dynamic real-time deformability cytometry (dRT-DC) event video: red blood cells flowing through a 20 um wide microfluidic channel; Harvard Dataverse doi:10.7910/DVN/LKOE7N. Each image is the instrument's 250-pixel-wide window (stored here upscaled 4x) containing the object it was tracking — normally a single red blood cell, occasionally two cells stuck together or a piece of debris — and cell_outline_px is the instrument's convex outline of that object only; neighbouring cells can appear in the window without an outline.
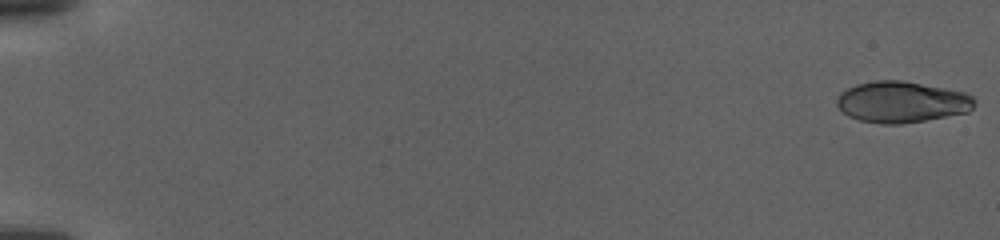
{"species": "human", "species_latin": "Homo sapiens", "temperature_condition": "warm", "stored_images_in_passage": 125, "camera_frame_rate_fps": 3000, "um_per_image_px": 0.085, "donor": {"sex": "female"}, "frame": {"image": 1, "passage_image": 2, "time_ms": 0.333, "image_size_px": [1000, 240], "cell_outline_px": [[976, 104], [968, 112], [924, 120], [900, 124], [880, 124], [860, 120], [848, 116], [836, 104], [836, 100], [840, 92], [856, 84], [876, 80], [904, 80], [964, 92], [972, 96], [976, 100]], "centroid_in_image_um": [76.64, 8.66], "position_along_channel_um": 8.4, "area_um2": 33.06}}
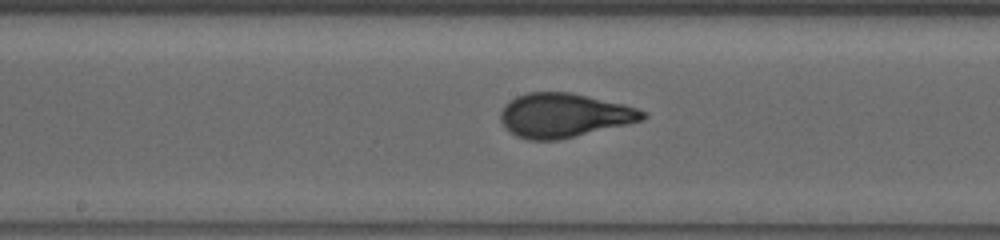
{"frame": {"image": 2, "passage_image": 70, "time_ms": 23.0, "image_size_px": [1000, 240], "cell_outline_px": [[648, 116], [644, 120], [628, 124], [560, 140], [528, 140], [516, 136], [508, 132], [504, 128], [500, 120], [500, 112], [504, 104], [516, 96], [528, 92], [572, 92], [624, 104], [648, 112]], "centroid_in_image_um": [47.93, 9.81], "position_along_channel_um": 200.3, "area_um2": 37.05}}
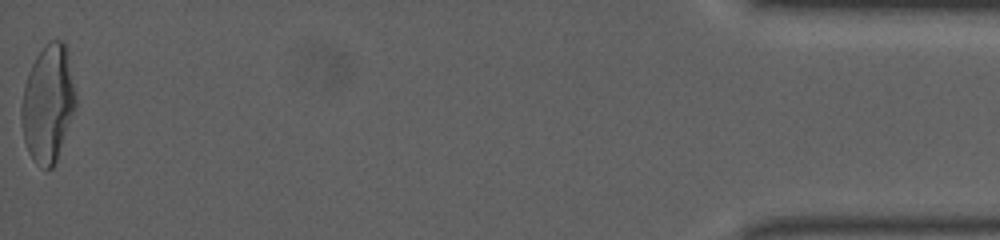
{"frame": {"image": 3, "passage_image": 125, "time_ms": 41.333, "image_size_px": [1000, 240], "cell_outline_px": [[76, 108], [56, 160], [52, 168], [44, 168], [36, 164], [32, 160], [28, 152], [24, 140], [20, 116], [20, 108], [24, 84], [28, 72], [36, 56], [48, 40], [60, 40], [68, 48], [76, 96]], "centroid_in_image_um": [4.07, 8.78], "position_along_channel_um": 431.1, "area_um2": 37.45}}